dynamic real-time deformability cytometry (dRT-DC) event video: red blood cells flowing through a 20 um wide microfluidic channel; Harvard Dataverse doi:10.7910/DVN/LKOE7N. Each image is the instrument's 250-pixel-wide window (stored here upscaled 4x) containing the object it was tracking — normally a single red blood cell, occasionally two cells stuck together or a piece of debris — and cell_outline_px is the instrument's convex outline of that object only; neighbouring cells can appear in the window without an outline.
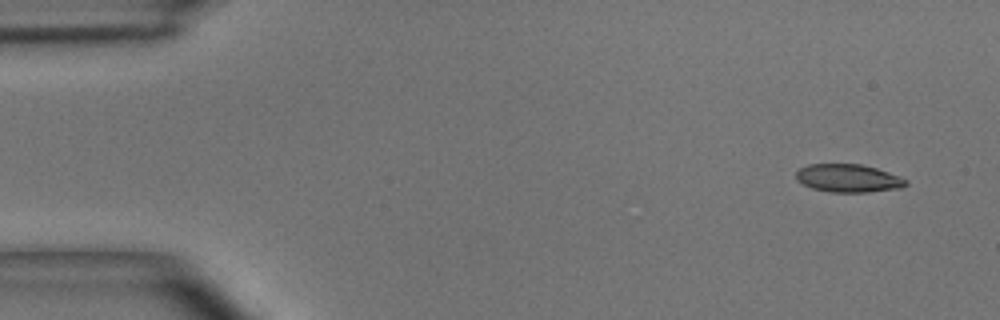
{"species": "common noctule bat (a hibernating species)", "species_latin": "Nyctalus noctula", "temperature_condition": "room temperature", "stored_images_in_passage": 5, "camera_frame_rate_fps": 3000, "um_per_image_px": 0.085, "animal": {"sex": "male", "body_mass_g": 15.6}, "frame": {"image": 1, "passage_image": 1, "time_ms": 0.0, "image_size_px": [1000, 320], "cell_outline_px": [[908, 184], [900, 188], [868, 192], [828, 192], [812, 188], [796, 180], [796, 172], [800, 168], [808, 164], [860, 164], [876, 168], [900, 176], [908, 180]], "centroid_in_image_um": [72.11, 15.15], "position_along_channel_um": 12.9, "area_um2": 17.98}}